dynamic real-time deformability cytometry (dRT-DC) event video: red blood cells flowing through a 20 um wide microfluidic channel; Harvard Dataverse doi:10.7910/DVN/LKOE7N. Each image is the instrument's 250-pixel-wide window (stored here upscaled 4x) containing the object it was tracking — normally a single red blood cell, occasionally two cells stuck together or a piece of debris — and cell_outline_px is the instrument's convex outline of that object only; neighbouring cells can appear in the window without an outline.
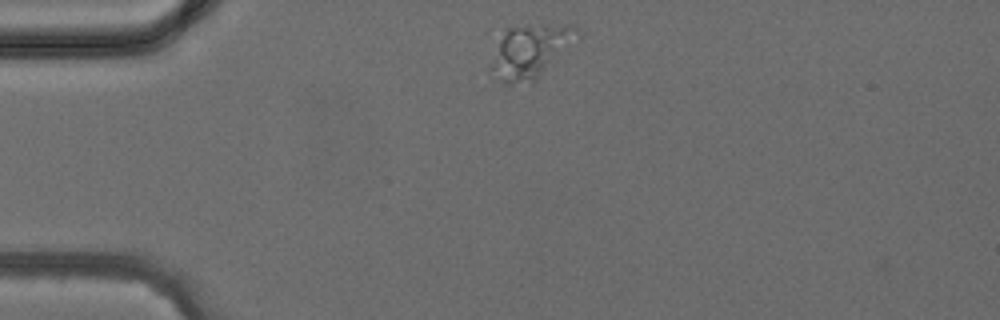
{"species": "common noctule bat (a hibernating species)", "species_latin": "Nyctalus noctula", "temperature_condition": "cold", "stored_images_in_passage": 34, "camera_frame_rate_fps": 3000, "um_per_image_px": 0.085, "animal": {"sex": "female", "body_mass_g": 24.6, "forearm_length_mm": 56.2}, "frame": {"image": 1, "passage_image": 1, "time_ms": 0.0, "image_size_px": [1000, 320], "cell_outline_px": [[580, 40], [536, 80], [508, 84], [504, 84], [488, 72], [488, 68], [500, 40], [508, 28], [528, 24], [572, 24], [580, 28]], "centroid_in_image_um": [45.16, 4.33], "position_along_channel_um": 39.8, "area_um2": 27.57}}
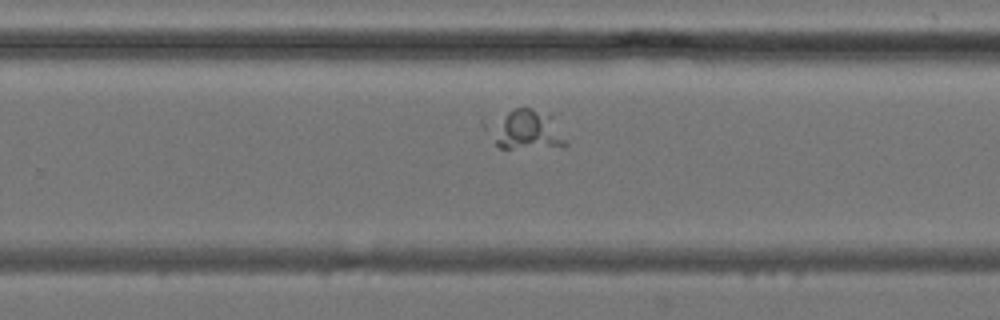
{"frame": {"image": 2, "passage_image": 19, "time_ms": 6.0, "image_size_px": [1000, 320], "cell_outline_px": [[568, 144], [564, 148], [500, 148], [496, 144], [484, 128], [480, 120], [512, 108], [528, 108], [552, 116]], "centroid_in_image_um": [44.55, 11.02], "position_along_channel_um": 285.3, "area_um2": 18.96}}
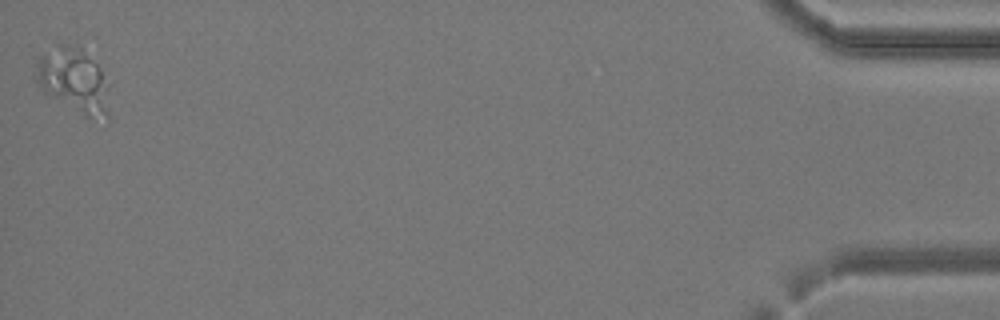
{"frame": {"image": 3, "passage_image": 34, "time_ms": 11.0, "image_size_px": [1000, 320], "cell_outline_px": [[108, 124], [84, 116], [44, 92], [40, 88], [36, 80], [36, 56], [60, 44], [68, 44], [92, 60], [96, 64], [100, 72], [108, 112]], "centroid_in_image_um": [6.17, 6.9], "position_along_channel_um": 429.0, "area_um2": 26.59}}